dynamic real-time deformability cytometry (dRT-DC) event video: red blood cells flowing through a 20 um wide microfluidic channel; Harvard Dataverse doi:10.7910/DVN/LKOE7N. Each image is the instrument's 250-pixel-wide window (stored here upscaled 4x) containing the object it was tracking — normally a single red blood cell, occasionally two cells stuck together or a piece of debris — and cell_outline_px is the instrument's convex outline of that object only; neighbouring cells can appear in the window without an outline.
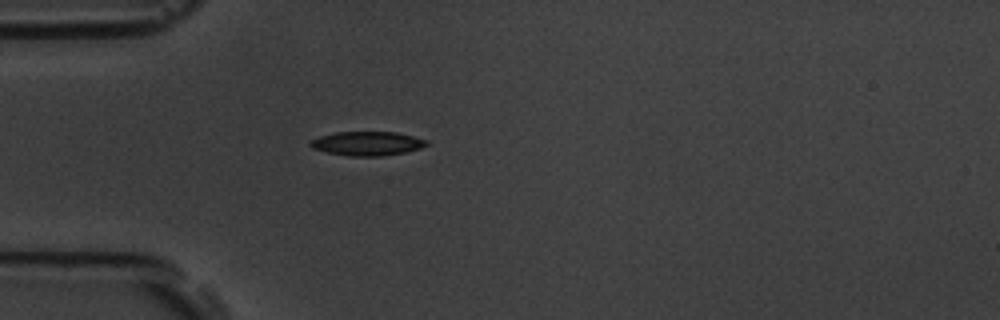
{"species": "common noctule bat (a hibernating species)", "species_latin": "Nyctalus noctula", "temperature_condition": "room temperature", "stored_images_in_passage": 3, "camera_frame_rate_fps": 3000, "um_per_image_px": 0.085, "animal": {"sex": "male", "body_mass_g": 19.5, "forearm_length_mm": 54.6}, "frame": {"image": 1, "passage_image": 3, "time_ms": 0.667, "image_size_px": [1000, 320], "cell_outline_px": [[428, 144], [420, 148], [404, 152], [380, 156], [348, 156], [328, 152], [312, 148], [308, 144], [308, 140], [320, 136], [336, 132], [396, 132], [428, 140]], "centroid_in_image_um": [31.17, 12.19], "position_along_channel_um": 53.8, "area_um2": 16.24}}